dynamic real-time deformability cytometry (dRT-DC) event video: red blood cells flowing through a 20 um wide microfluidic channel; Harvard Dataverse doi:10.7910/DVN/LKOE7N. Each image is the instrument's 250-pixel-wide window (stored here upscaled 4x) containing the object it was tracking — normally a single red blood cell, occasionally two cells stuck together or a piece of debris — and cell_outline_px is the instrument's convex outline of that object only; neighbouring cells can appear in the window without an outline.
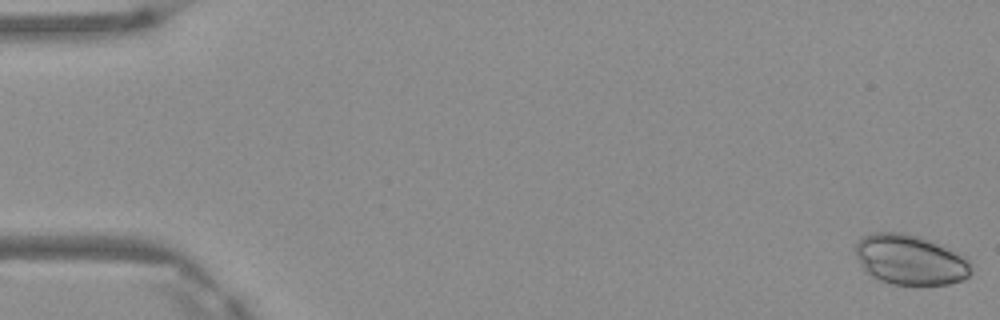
{"species": "Egyptian fruit bat (a non-hibernating species)", "species_latin": "Rousettus aegyptiacus", "temperature_condition": "warm", "stored_images_in_passage": 5, "camera_frame_rate_fps": 3000, "um_per_image_px": 0.085, "frame": {"image": 1, "passage_image": 1, "time_ms": 0.0, "image_size_px": [1000, 320], "cell_outline_px": [[972, 272], [964, 280], [948, 284], [892, 284], [876, 280], [864, 272], [856, 256], [856, 244], [864, 236], [872, 232], [904, 232], [920, 236], [968, 256], [972, 268]], "centroid_in_image_um": [77.38, 22.08], "position_along_channel_um": 7.6, "area_um2": 34.28}}
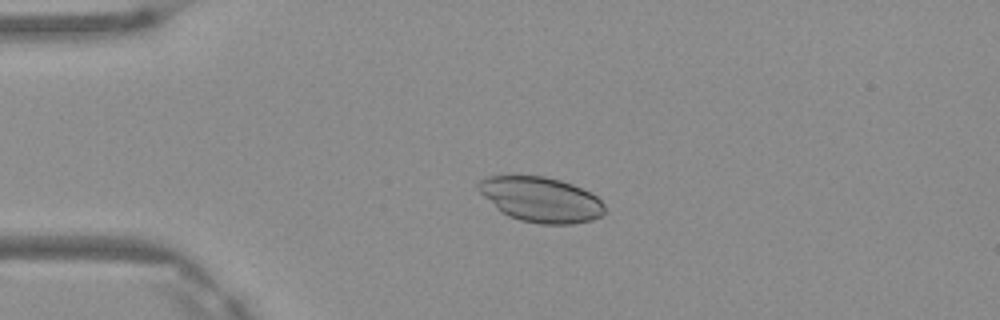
{"frame": {"image": 2, "passage_image": 4, "time_ms": 1.0, "image_size_px": [1000, 320], "cell_outline_px": [[604, 212], [600, 216], [592, 220], [572, 224], [540, 224], [520, 220], [508, 216], [500, 212], [476, 188], [476, 184], [480, 180], [488, 176], [544, 176], [560, 180], [572, 184], [596, 196], [604, 204]], "centroid_in_image_um": [45.95, 16.96], "position_along_channel_um": 39.1, "area_um2": 33.06}}